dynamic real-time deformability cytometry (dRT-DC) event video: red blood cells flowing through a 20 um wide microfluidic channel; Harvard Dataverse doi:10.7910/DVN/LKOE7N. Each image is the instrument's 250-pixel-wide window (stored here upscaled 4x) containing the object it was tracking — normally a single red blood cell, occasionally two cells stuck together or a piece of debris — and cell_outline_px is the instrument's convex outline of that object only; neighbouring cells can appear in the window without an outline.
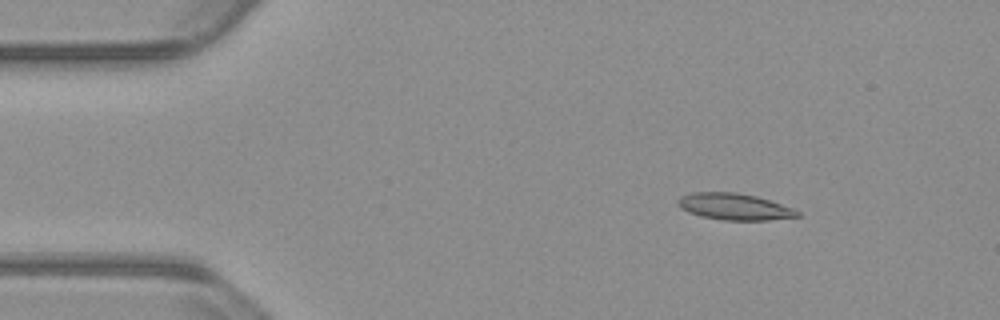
{"species": "common noctule bat (a hibernating species)", "species_latin": "Nyctalus noctula", "temperature_condition": "warm", "stored_images_in_passage": 54, "camera_frame_rate_fps": 3000, "um_per_image_px": 0.085, "animal": {"sex": "male", "body_mass_g": 23.1, "forearm_length_mm": 52.7}, "frame": {"image": 1, "passage_image": 8, "time_ms": 2.333, "image_size_px": [1000, 320], "cell_outline_px": [[800, 216], [768, 220], [724, 220], [700, 216], [688, 212], [680, 208], [676, 204], [676, 200], [680, 196], [692, 192], [736, 192], [756, 196], [792, 208], [800, 212]], "centroid_in_image_um": [62.36, 17.56], "position_along_channel_um": 22.6, "area_um2": 18.5}}
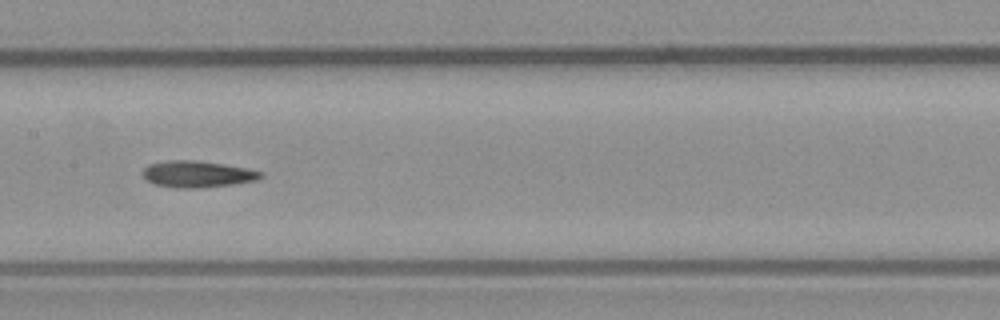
{"frame": {"image": 2, "passage_image": 27, "time_ms": 8.667, "image_size_px": [1000, 320], "cell_outline_px": [[264, 176], [256, 180], [232, 184], [200, 188], [180, 188], [156, 184], [148, 180], [144, 176], [144, 168], [148, 164], [168, 160], [196, 160], [224, 164], [248, 168], [264, 172]], "centroid_in_image_um": [16.82, 14.79], "position_along_channel_um": 190.6, "area_um2": 18.15}}
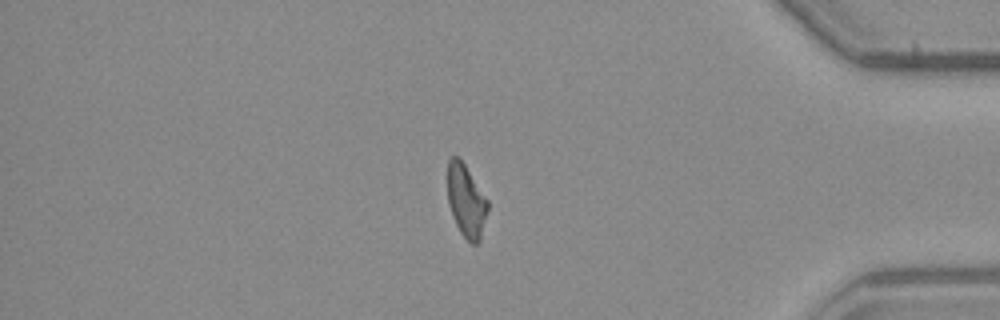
{"frame": {"image": 3, "passage_image": 46, "time_ms": 15.0, "image_size_px": [1000, 320], "cell_outline_px": [[488, 208], [480, 240], [476, 244], [472, 244], [460, 232], [456, 224], [448, 204], [448, 160], [452, 156], [460, 156], [488, 200]], "centroid_in_image_um": [39.62, 17.04], "position_along_channel_um": 395.6, "area_um2": 16.99}, "authors_computed_cell_mechanics": {"area_um2": 17.9758, "velocity_mm_per_s": 3.8069, "shape_relaxation_time_tau1_ms": 7.4166, "shape_relaxation_time_tau2_ms": 5.3925, "deformation_change_tau1": 0.1609, "deformation_change_tau2": 0.138}}